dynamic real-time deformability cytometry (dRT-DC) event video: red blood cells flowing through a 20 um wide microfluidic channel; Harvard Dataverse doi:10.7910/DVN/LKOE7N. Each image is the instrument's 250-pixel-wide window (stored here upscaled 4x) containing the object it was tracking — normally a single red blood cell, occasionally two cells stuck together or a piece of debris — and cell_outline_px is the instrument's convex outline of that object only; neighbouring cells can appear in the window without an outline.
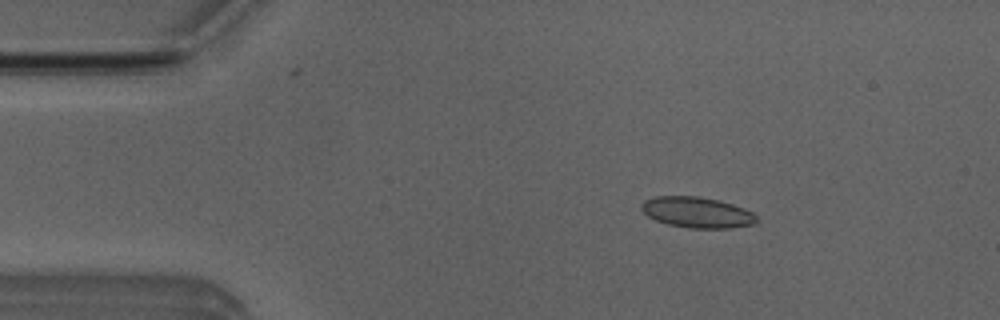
{"species": "Egyptian fruit bat (a non-hibernating species)", "species_latin": "Rousettus aegyptiacus", "temperature_condition": "room temperature", "stored_images_in_passage": 50, "camera_frame_rate_fps": 3000, "um_per_image_px": 0.085, "animal": {"sex": "male"}, "frame": {"image": 1, "passage_image": 7, "time_ms": 2.0, "image_size_px": [1000, 320], "cell_outline_px": [[756, 224], [728, 228], [688, 228], [668, 224], [656, 220], [648, 216], [640, 208], [640, 204], [644, 200], [656, 196], [700, 196], [732, 204], [744, 208], [752, 212], [756, 216]], "centroid_in_image_um": [59.23, 18.05], "position_along_channel_um": 25.8, "area_um2": 20.63}}
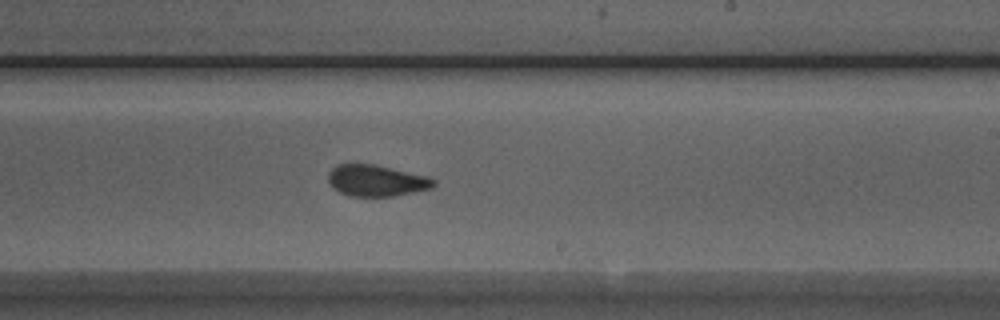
{"frame": {"image": 2, "passage_image": 29, "time_ms": 9.333, "image_size_px": [1000, 320], "cell_outline_px": [[436, 184], [432, 188], [392, 196], [348, 196], [332, 188], [328, 180], [328, 172], [336, 164], [376, 164], [428, 176], [436, 180]], "centroid_in_image_um": [31.98, 15.34], "position_along_channel_um": 257.0, "area_um2": 19.42}}
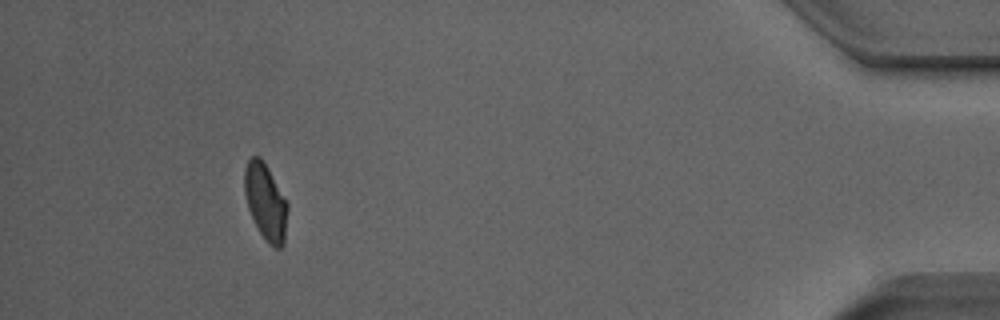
{"frame": {"image": 3, "passage_image": 46, "time_ms": 15.0, "image_size_px": [1000, 320], "cell_outline_px": [[288, 208], [284, 244], [280, 248], [276, 248], [268, 244], [260, 232], [248, 208], [244, 192], [244, 168], [248, 160], [252, 156], [260, 156], [268, 168], [288, 204]], "centroid_in_image_um": [22.57, 17.15], "position_along_channel_um": 412.6, "area_um2": 19.07}, "authors_computed_cell_mechanics": {"area_um2": 19.8254, "velocity_mm_per_s": 3.9659, "shape_relaxation_time_tau1_ms": 8.5078, "shape_relaxation_time_tau2_ms": 1.0399, "deformation_change_tau1": 0.1476, "deformation_change_tau2": 0.0739}}